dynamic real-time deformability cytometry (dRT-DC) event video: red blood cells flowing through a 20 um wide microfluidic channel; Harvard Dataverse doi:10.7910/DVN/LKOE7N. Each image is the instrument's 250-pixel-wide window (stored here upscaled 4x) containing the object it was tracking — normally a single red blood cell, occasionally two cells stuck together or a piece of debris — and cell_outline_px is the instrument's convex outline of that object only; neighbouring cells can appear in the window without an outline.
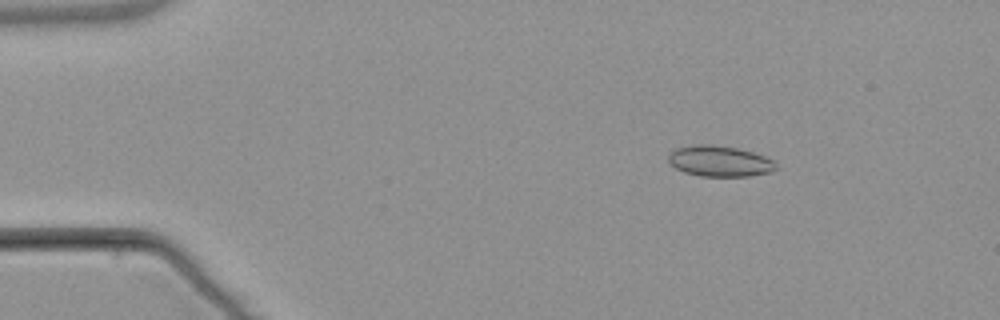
{"species": "common noctule bat (a hibernating species)", "species_latin": "Nyctalus noctula", "temperature_condition": "warm", "stored_images_in_passage": 3, "camera_frame_rate_fps": 3000, "um_per_image_px": 0.085, "animal": {"sex": "male", "body_mass_g": 21.5, "forearm_length_mm": 52.0}, "frame": {"image": 1, "passage_image": 1, "time_ms": 0.0, "image_size_px": [1000, 320], "cell_outline_px": [[776, 168], [768, 172], [748, 176], [700, 176], [684, 172], [676, 168], [668, 160], [668, 156], [676, 148], [692, 144], [712, 144], [736, 148], [752, 152], [764, 156], [772, 160], [776, 164]], "centroid_in_image_um": [61.14, 13.69], "position_along_channel_um": 23.9, "area_um2": 19.13}}